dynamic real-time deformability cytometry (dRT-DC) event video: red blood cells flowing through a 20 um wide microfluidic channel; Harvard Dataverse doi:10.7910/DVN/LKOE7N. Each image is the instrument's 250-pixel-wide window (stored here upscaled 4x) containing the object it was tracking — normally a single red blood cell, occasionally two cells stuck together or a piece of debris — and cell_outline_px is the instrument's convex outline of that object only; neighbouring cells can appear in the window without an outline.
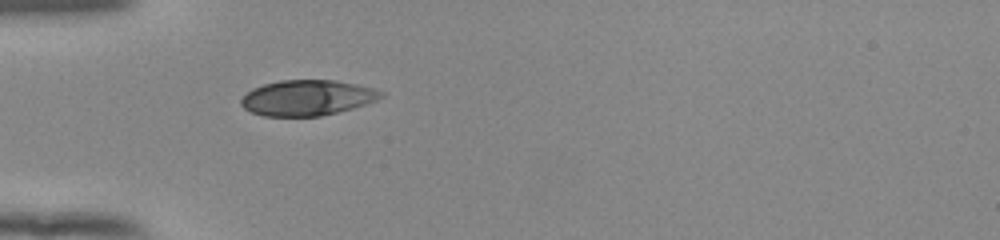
{"species": "human", "species_latin": "Homo sapiens", "temperature_condition": "room temperature", "stored_images_in_passage": 37, "camera_frame_rate_fps": 3000, "um_per_image_px": 0.085, "donor": {"sex": "female"}, "frame": {"image": 1, "passage_image": 1, "time_ms": 0.0, "image_size_px": [1000, 240], "cell_outline_px": [[384, 96], [376, 100], [352, 108], [320, 116], [264, 116], [252, 112], [244, 108], [240, 104], [240, 100], [252, 88], [264, 84], [280, 80], [332, 80], [356, 84], [372, 88], [384, 92]], "centroid_in_image_um": [26.09, 8.31], "position_along_channel_um": 58.9, "area_um2": 28.73}}
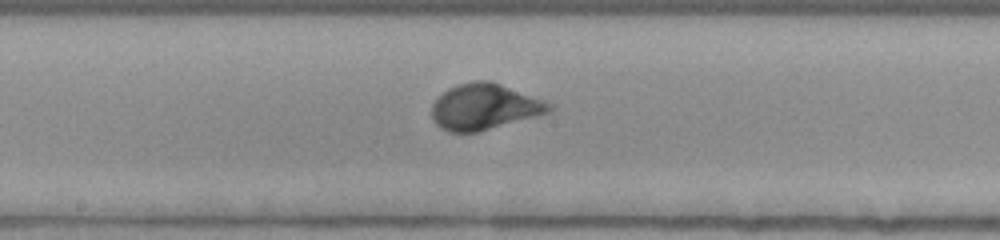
{"frame": {"image": 2, "passage_image": 13, "time_ms": 4.0, "image_size_px": [1000, 240], "cell_outline_px": [[556, 108], [552, 112], [480, 132], [448, 132], [440, 128], [432, 120], [432, 104], [448, 88], [456, 84], [472, 80], [492, 80], [544, 100], [552, 104]], "centroid_in_image_um": [41.21, 9.07], "position_along_channel_um": 207.0, "area_um2": 31.96}}
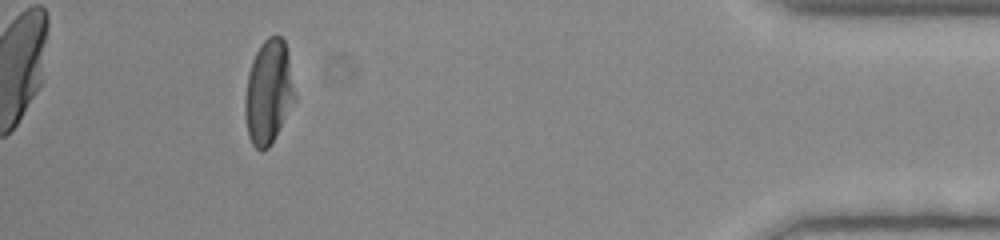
{"frame": {"image": 3, "passage_image": 33, "time_ms": 10.667, "image_size_px": [1000, 240], "cell_outline_px": [[296, 100], [276, 136], [268, 148], [264, 152], [260, 152], [252, 144], [248, 136], [244, 116], [244, 100], [248, 72], [252, 60], [260, 44], [268, 36], [280, 36], [284, 40], [288, 56], [296, 96]], "centroid_in_image_um": [22.81, 7.87], "position_along_channel_um": 412.4, "area_um2": 30.52}, "authors_computed_cell_mechanics": {"area_um2": 31.1542, "velocity_mm_per_s": 3.8671, "shape_relaxation_time_tau1_ms": 3.0466, "shape_relaxation_time_tau2_ms": null, "deformation_change_tau1": 0.1884, "deformation_change_tau2": null}}